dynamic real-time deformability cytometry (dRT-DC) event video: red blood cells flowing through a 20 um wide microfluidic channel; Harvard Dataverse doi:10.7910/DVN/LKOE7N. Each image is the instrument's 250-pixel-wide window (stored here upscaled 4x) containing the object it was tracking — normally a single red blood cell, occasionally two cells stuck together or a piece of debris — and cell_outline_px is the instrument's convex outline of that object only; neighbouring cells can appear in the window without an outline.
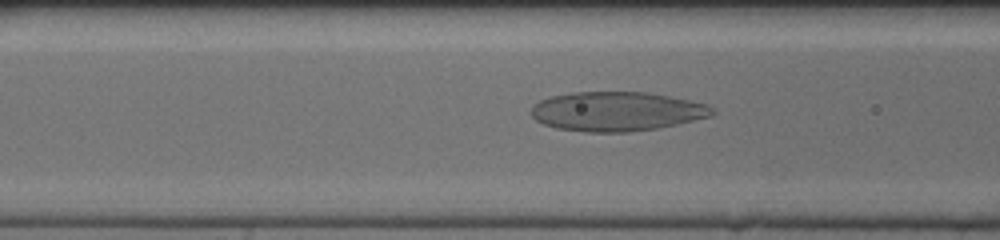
{"species": "human", "species_latin": "Homo sapiens", "temperature_condition": "cold", "stored_images_in_passage": 40, "camera_frame_rate_fps": 3000, "um_per_image_px": 0.085, "donor": {"sex": "female"}, "frame": {"image": 1, "passage_image": 7, "time_ms": 2.0, "image_size_px": [1000, 240], "cell_outline_px": [[716, 112], [712, 116], [676, 124], [656, 128], [628, 132], [588, 132], [556, 128], [544, 124], [536, 120], [528, 112], [540, 100], [548, 96], [572, 92], [648, 92], [708, 104]], "centroid_in_image_um": [52.4, 9.46], "position_along_channel_um": 114.2, "area_um2": 41.5}}
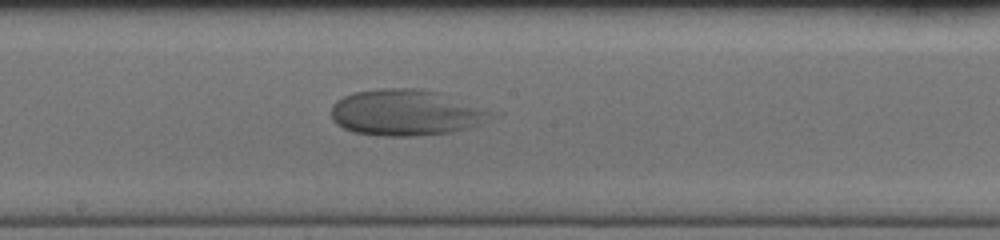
{"frame": {"image": 2, "passage_image": 15, "time_ms": 4.667, "image_size_px": [1000, 240], "cell_outline_px": [[492, 112], [480, 124], [452, 132], [416, 136], [384, 136], [352, 132], [336, 124], [332, 120], [332, 104], [336, 100], [352, 92], [376, 88], [420, 88], [444, 92]], "centroid_in_image_um": [34.43, 9.55], "position_along_channel_um": 213.8, "area_um2": 43.12}}
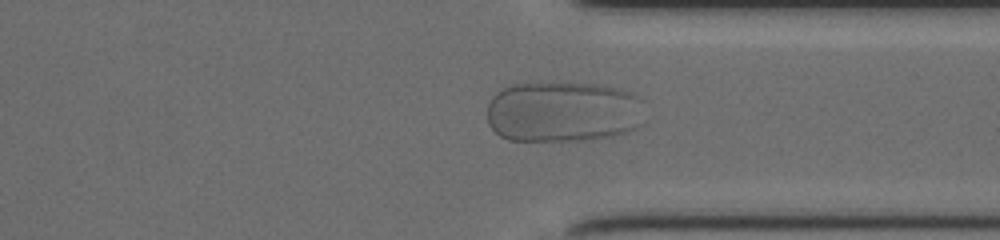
{"frame": {"image": 3, "passage_image": 27, "time_ms": 8.667, "image_size_px": [1000, 240], "cell_outline_px": [[640, 124], [636, 128], [628, 132], [612, 136], [584, 140], [508, 140], [500, 136], [488, 124], [488, 104], [492, 96], [500, 88], [512, 84], [556, 80], [600, 84], [632, 92], [640, 100]], "centroid_in_image_um": [47.8, 9.45], "position_along_channel_um": 363.6, "area_um2": 56.99}}